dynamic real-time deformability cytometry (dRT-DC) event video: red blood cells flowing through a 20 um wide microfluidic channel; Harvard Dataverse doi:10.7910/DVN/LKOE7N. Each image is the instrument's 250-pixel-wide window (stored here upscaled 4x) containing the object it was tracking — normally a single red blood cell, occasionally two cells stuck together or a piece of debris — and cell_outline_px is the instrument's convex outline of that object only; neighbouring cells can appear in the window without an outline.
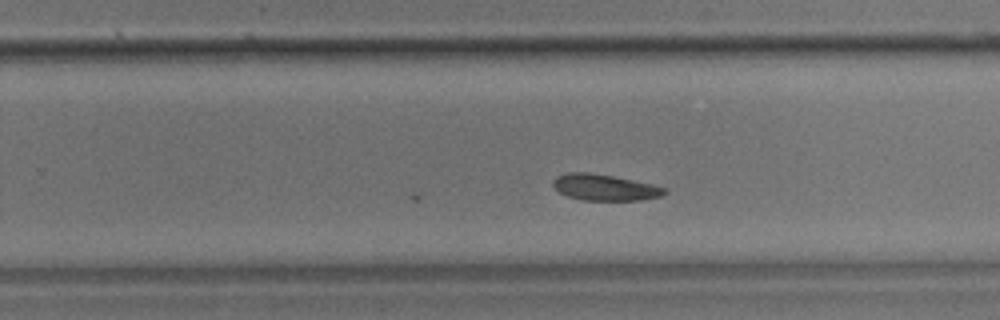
{"species": "common noctule bat (a hibernating species)", "species_latin": "Nyctalus noctula", "temperature_condition": "room temperature", "stored_images_in_passage": 28, "camera_frame_rate_fps": 3000, "um_per_image_px": 0.085, "animal": {"sex": "male", "body_mass_g": 17.9}, "frame": {"image": 1, "passage_image": 16, "time_ms": 5.0, "image_size_px": [1000, 320], "cell_outline_px": [[668, 192], [660, 196], [640, 200], [580, 200], [568, 196], [560, 192], [552, 184], [552, 180], [556, 176], [568, 172], [588, 172], [612, 176], [652, 184], [668, 188]], "centroid_in_image_um": [51.4, 15.93], "position_along_channel_um": 278.4, "area_um2": 16.99}}
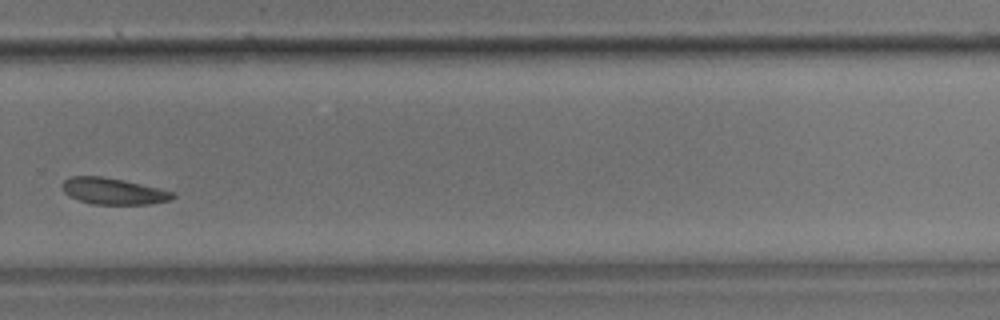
{"frame": {"image": 2, "passage_image": 18, "time_ms": 5.667, "image_size_px": [1000, 320], "cell_outline_px": [[176, 196], [168, 200], [152, 204], [92, 204], [68, 196], [64, 192], [60, 184], [64, 180], [72, 176], [100, 176], [140, 184], [176, 192]], "centroid_in_image_um": [9.6, 16.26], "position_along_channel_um": 320.2, "area_um2": 16.88}}
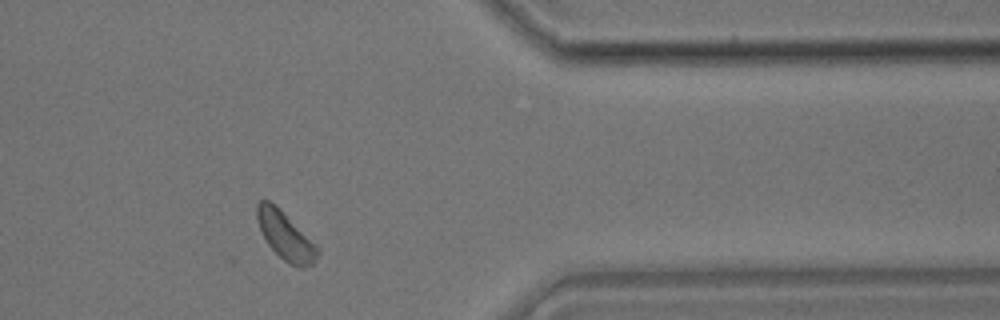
{"frame": {"image": 3, "passage_image": 22, "time_ms": 7.0, "image_size_px": [1000, 320], "cell_outline_px": [[320, 252], [312, 264], [304, 268], [300, 268], [288, 264], [268, 244], [260, 228], [256, 216], [256, 204], [260, 200], [268, 200], [320, 248]], "centroid_in_image_um": [24.27, 20.09], "position_along_channel_um": 387.1, "area_um2": 16.3}}